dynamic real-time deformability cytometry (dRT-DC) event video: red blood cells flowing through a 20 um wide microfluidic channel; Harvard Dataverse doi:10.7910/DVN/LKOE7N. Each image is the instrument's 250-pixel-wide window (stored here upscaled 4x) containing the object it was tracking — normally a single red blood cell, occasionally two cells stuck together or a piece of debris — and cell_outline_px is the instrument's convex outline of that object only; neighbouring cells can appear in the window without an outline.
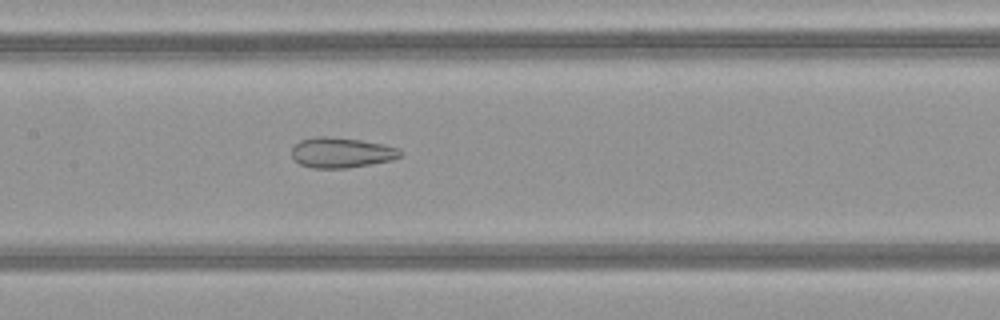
{"species": "common noctule bat (a hibernating species)", "species_latin": "Nyctalus noctula", "temperature_condition": "warm", "stored_images_in_passage": 49, "camera_frame_rate_fps": 3000, "um_per_image_px": 0.085, "animal": {"sex": "female", "body_mass_g": 21.9}, "frame": {"image": 1, "passage_image": 24, "time_ms": 7.667, "image_size_px": [1000, 320], "cell_outline_px": [[404, 152], [400, 156], [392, 160], [372, 164], [348, 168], [312, 168], [300, 164], [292, 156], [292, 148], [300, 140], [316, 136], [328, 136], [360, 140], [384, 144], [396, 148]], "centroid_in_image_um": [29.02, 12.97], "position_along_channel_um": 178.4, "area_um2": 19.19}}
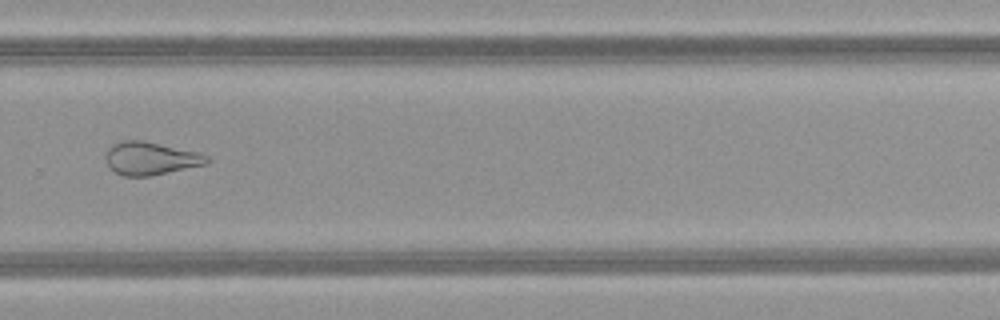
{"frame": {"image": 2, "passage_image": 34, "time_ms": 11.0, "image_size_px": [1000, 320], "cell_outline_px": [[208, 164], [152, 176], [124, 176], [108, 168], [104, 160], [104, 156], [108, 148], [112, 144], [120, 140], [144, 140], [196, 152], [208, 156]], "centroid_in_image_um": [12.74, 13.47], "position_along_channel_um": 317.1, "area_um2": 19.71}}
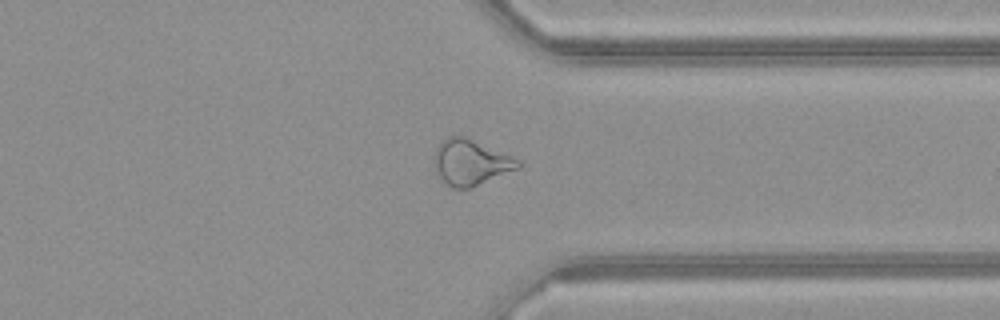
{"frame": {"image": 3, "passage_image": 38, "time_ms": 12.333, "image_size_px": [1000, 320], "cell_outline_px": [[520, 168], [472, 188], [452, 188], [440, 176], [436, 168], [432, 156], [436, 148], [448, 136], [464, 136], [512, 156], [520, 160]], "centroid_in_image_um": [40.03, 13.81], "position_along_channel_um": 371.4, "area_um2": 22.14}, "authors_computed_cell_mechanics": {"area_um2": 24.5072, "velocity_mm_per_s": 4.1743, "shape_relaxation_time_tau1_ms": null, "shape_relaxation_time_tau2_ms": 2.2492, "deformation_change_tau1": null, "deformation_change_tau2": 0.1126}}